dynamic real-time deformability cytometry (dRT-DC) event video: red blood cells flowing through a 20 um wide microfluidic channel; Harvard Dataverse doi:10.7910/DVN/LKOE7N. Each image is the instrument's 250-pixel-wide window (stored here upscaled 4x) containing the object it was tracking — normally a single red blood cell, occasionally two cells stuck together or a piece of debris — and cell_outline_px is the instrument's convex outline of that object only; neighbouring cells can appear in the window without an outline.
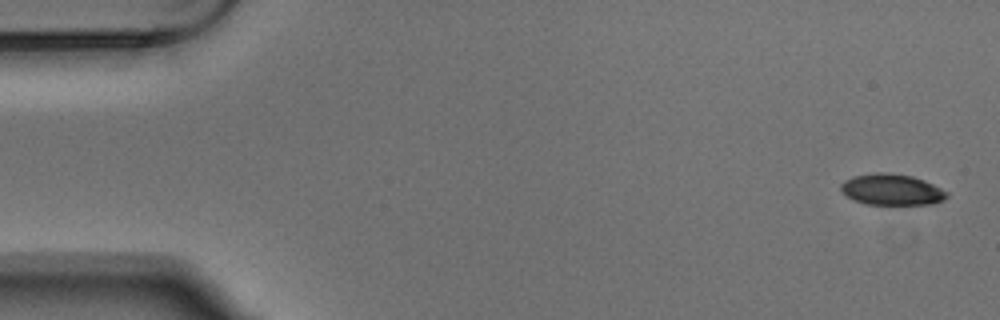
{"species": "Egyptian fruit bat (a non-hibernating species)", "species_latin": "Rousettus aegyptiacus", "temperature_condition": "warm", "stored_images_in_passage": 5, "camera_frame_rate_fps": 3000, "um_per_image_px": 0.085, "animal": {"sex": "male"}, "frame": {"image": 1, "passage_image": 1, "time_ms": 0.0, "image_size_px": [1000, 320], "cell_outline_px": [[948, 196], [944, 200], [932, 204], [868, 204], [856, 200], [848, 196], [840, 188], [840, 184], [844, 180], [852, 176], [876, 172], [888, 172], [912, 176], [924, 180], [948, 192]], "centroid_in_image_um": [75.81, 16.1], "position_along_channel_um": 9.2, "area_um2": 19.13}}
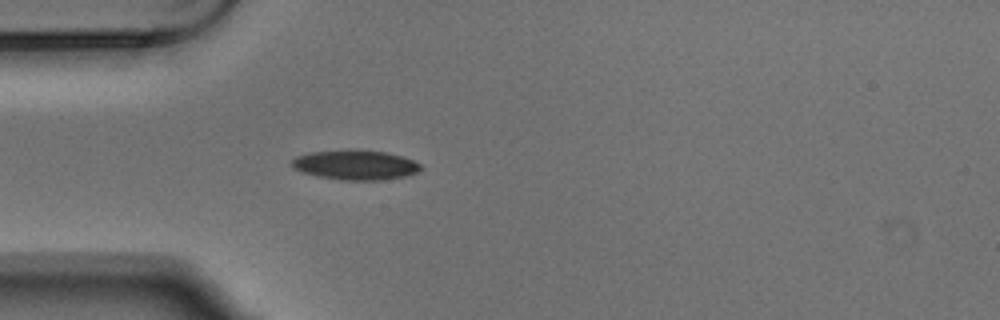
{"frame": {"image": 2, "passage_image": 5, "time_ms": 1.333, "image_size_px": [1000, 320], "cell_outline_px": [[424, 168], [420, 172], [404, 176], [380, 180], [344, 180], [320, 176], [304, 172], [292, 168], [288, 164], [296, 156], [308, 152], [348, 148], [356, 148], [384, 152], [404, 156], [420, 164]], "centroid_in_image_um": [30.2, 13.98], "position_along_channel_um": 54.8, "area_um2": 22.83}}